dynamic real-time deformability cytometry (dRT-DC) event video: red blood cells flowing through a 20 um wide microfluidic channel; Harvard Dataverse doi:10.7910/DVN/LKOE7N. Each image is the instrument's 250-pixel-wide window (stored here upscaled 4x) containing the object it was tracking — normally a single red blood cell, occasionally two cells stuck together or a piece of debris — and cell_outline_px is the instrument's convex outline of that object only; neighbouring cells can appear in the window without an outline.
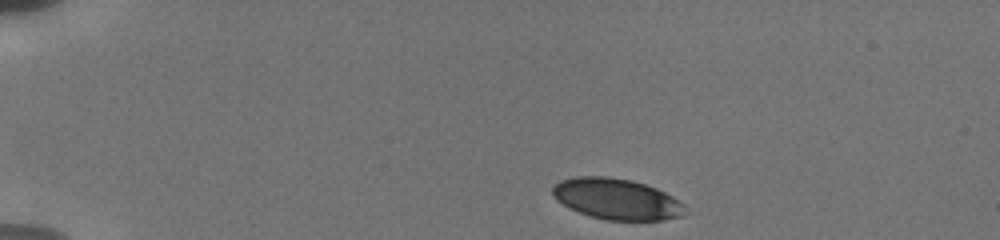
{"species": "human", "species_latin": "Homo sapiens", "temperature_condition": "cold", "stored_images_in_passage": 39, "camera_frame_rate_fps": 3000, "um_per_image_px": 0.085, "donor": {"sex": "male"}, "frame": {"image": 1, "passage_image": 1, "time_ms": 0.0, "image_size_px": [1000, 240], "cell_outline_px": [[684, 216], [664, 220], [608, 220], [592, 216], [568, 208], [556, 200], [552, 196], [552, 188], [560, 180], [576, 176], [608, 176], [632, 180], [656, 188], [680, 200], [684, 204]], "centroid_in_image_um": [52.41, 16.91], "position_along_channel_um": 32.6, "area_um2": 31.73}}
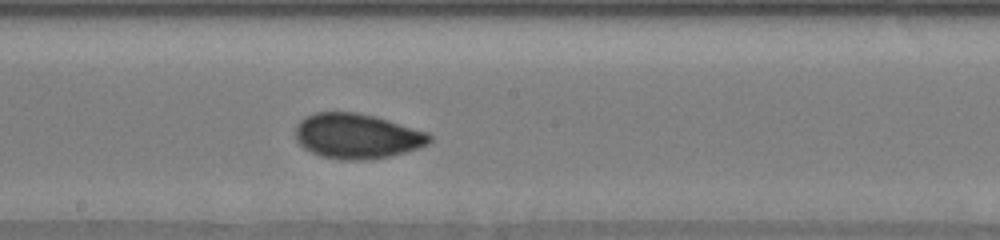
{"frame": {"image": 2, "passage_image": 21, "time_ms": 7.0, "image_size_px": [1000, 240], "cell_outline_px": [[432, 140], [428, 144], [404, 152], [388, 156], [364, 160], [340, 160], [320, 156], [304, 148], [296, 140], [296, 124], [304, 116], [316, 112], [356, 112], [388, 120], [428, 132], [432, 136]], "centroid_in_image_um": [30.31, 11.56], "position_along_channel_um": 217.9, "area_um2": 35.14}}
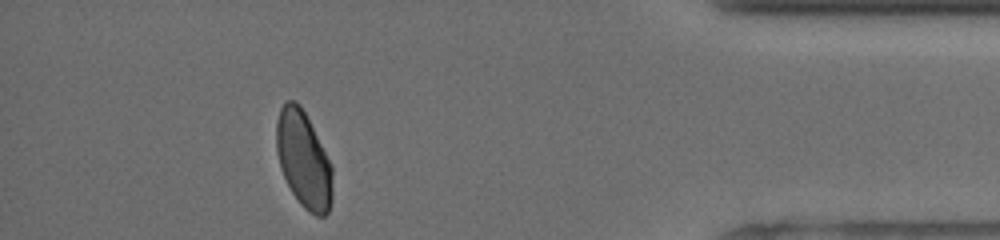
{"frame": {"image": 3, "passage_image": 34, "time_ms": 13.0, "image_size_px": [1000, 240], "cell_outline_px": [[332, 200], [328, 212], [324, 216], [316, 216], [308, 212], [300, 204], [292, 192], [280, 168], [276, 152], [276, 120], [280, 108], [288, 100], [296, 100], [300, 104], [332, 164]], "centroid_in_image_um": [25.8, 13.57], "position_along_channel_um": 409.4, "area_um2": 31.67}, "authors_computed_cell_mechanics": {"area_um2": 33.0616, "velocity_mm_per_s": 3.814, "shape_relaxation_time_tau1_ms": 3.7674, "shape_relaxation_time_tau2_ms": null, "deformation_change_tau1": 0.1063, "deformation_change_tau2": null}}